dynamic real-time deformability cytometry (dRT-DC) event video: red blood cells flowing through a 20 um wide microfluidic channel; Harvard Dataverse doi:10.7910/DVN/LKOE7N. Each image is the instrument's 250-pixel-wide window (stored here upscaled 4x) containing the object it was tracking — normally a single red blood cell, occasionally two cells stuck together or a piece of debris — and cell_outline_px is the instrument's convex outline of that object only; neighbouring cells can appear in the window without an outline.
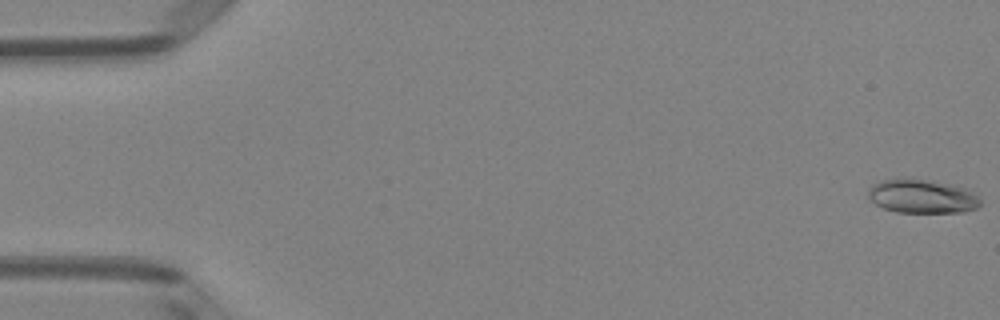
{"species": "Egyptian fruit bat (a non-hibernating species)", "species_latin": "Rousettus aegyptiacus", "temperature_condition": "room temperature", "stored_images_in_passage": 51, "camera_frame_rate_fps": 3000, "um_per_image_px": 0.085, "animal": {"sex": "female"}, "frame": {"image": 1, "passage_image": 1, "time_ms": 0.0, "image_size_px": [1000, 320], "cell_outline_px": [[980, 204], [976, 208], [964, 212], [896, 212], [884, 208], [868, 200], [868, 188], [872, 184], [880, 180], [900, 176], [912, 176], [968, 188], [980, 200]], "centroid_in_image_um": [78.3, 16.64], "position_along_channel_um": 6.7, "area_um2": 22.77}}
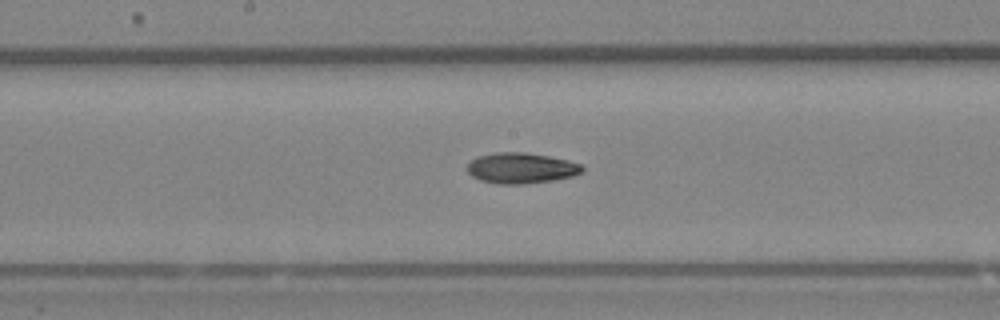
{"frame": {"image": 2, "passage_image": 27, "time_ms": 8.667, "image_size_px": [1000, 320], "cell_outline_px": [[584, 172], [572, 176], [552, 180], [524, 184], [496, 184], [480, 180], [472, 176], [468, 172], [468, 164], [476, 156], [496, 152], [524, 152], [548, 156], [568, 160], [580, 164], [584, 168]], "centroid_in_image_um": [44.29, 14.29], "position_along_channel_um": 203.9, "area_um2": 20.58}}
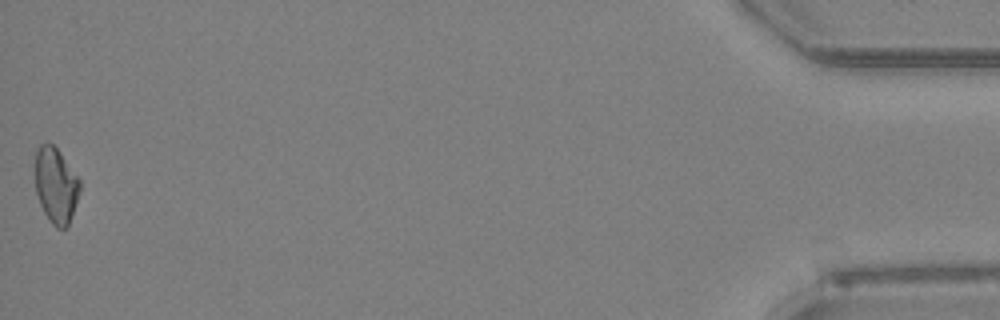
{"frame": {"image": 3, "passage_image": 51, "time_ms": 16.667, "image_size_px": [1000, 320], "cell_outline_px": [[80, 192], [68, 224], [64, 228], [56, 228], [52, 224], [44, 212], [40, 204], [36, 192], [36, 148], [40, 144], [52, 144], [60, 152], [80, 180]], "centroid_in_image_um": [4.75, 15.75], "position_along_channel_um": 430.5, "area_um2": 19.36}, "authors_computed_cell_mechanics": {"area_um2": 20.4034, "velocity_mm_per_s": 4.0251, "shape_relaxation_time_tau1_ms": 4.9422, "shape_relaxation_time_tau2_ms": 6.6976, "deformation_change_tau1": 0.117, "deformation_change_tau2": 0.1324}}